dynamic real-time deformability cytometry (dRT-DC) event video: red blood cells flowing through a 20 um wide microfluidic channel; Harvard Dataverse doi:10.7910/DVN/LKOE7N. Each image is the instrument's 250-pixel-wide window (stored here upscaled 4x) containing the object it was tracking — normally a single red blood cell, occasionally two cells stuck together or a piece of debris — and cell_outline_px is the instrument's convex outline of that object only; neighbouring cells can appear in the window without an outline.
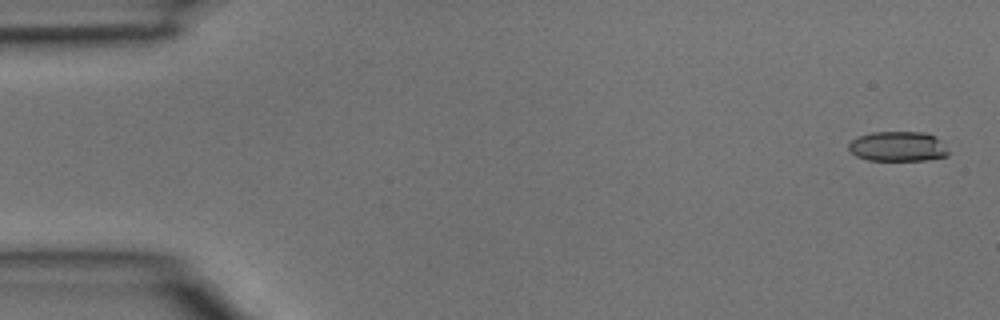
{"species": "common noctule bat (a hibernating species)", "species_latin": "Nyctalus noctula", "temperature_condition": "room temperature", "stored_images_in_passage": 4, "camera_frame_rate_fps": 3000, "um_per_image_px": 0.085, "animal": {"sex": "male", "body_mass_g": 15.6}, "frame": {"image": 1, "passage_image": 1, "time_ms": 0.0, "image_size_px": [1000, 320], "cell_outline_px": [[948, 156], [928, 160], [868, 160], [856, 156], [848, 148], [848, 144], [852, 140], [860, 136], [872, 132], [924, 132], [936, 136], [940, 140], [948, 152]], "centroid_in_image_um": [76.33, 12.45], "position_along_channel_um": 8.7, "area_um2": 17.34}}